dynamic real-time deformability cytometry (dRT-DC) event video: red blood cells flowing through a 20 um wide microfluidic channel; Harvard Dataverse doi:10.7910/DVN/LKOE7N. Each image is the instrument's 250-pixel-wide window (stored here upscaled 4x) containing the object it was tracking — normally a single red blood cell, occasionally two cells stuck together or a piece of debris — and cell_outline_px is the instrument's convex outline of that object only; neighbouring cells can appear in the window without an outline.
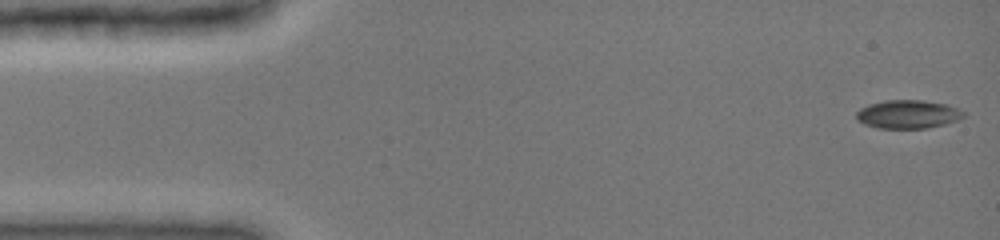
{"species": "common noctule bat (a hibernating species)", "species_latin": "Nyctalus noctula", "temperature_condition": "cold", "stored_images_in_passage": 33, "camera_frame_rate_fps": 3000, "um_per_image_px": 0.085, "animal": {"sex": "female", "body_mass_g": 19.0, "forearm_length_mm": 51.5}, "frame": {"image": 1, "passage_image": 1, "time_ms": 0.0, "image_size_px": [1000, 240], "cell_outline_px": [[964, 116], [956, 120], [944, 124], [928, 128], [880, 128], [864, 124], [856, 120], [856, 112], [860, 108], [868, 104], [884, 100], [924, 100], [948, 104], [964, 112]], "centroid_in_image_um": [77.14, 9.7], "position_along_channel_um": 7.9, "area_um2": 17.8}}
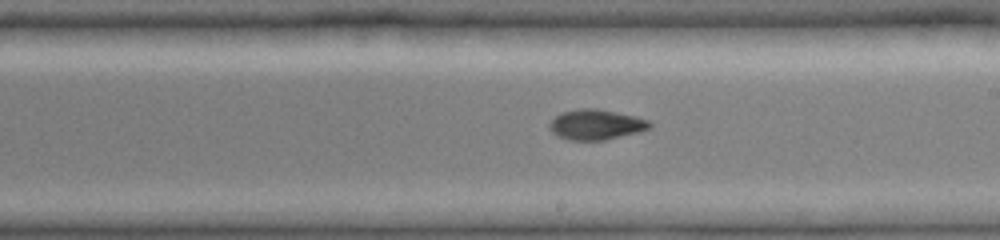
{"frame": {"image": 2, "passage_image": 21, "time_ms": 8.667, "image_size_px": [1000, 240], "cell_outline_px": [[652, 128], [640, 132], [604, 140], [568, 140], [552, 132], [548, 128], [548, 124], [560, 112], [580, 108], [596, 108], [636, 116], [648, 120], [652, 124]], "centroid_in_image_um": [50.68, 10.58], "position_along_channel_um": 238.3, "area_um2": 17.8}}
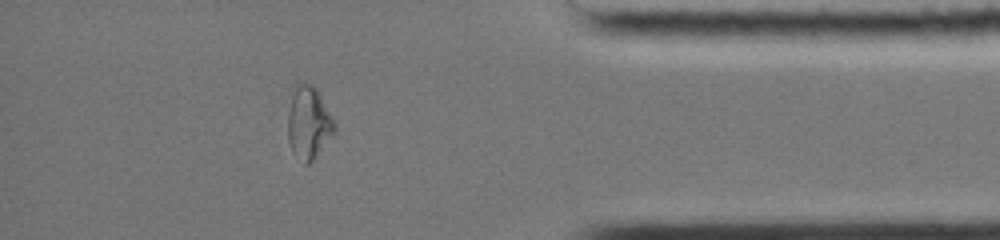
{"frame": {"image": 3, "passage_image": 32, "time_ms": 13.333, "image_size_px": [1000, 240], "cell_outline_px": [[336, 132], [312, 160], [308, 164], [304, 164], [292, 152], [288, 140], [288, 112], [292, 96], [296, 84], [312, 84], [316, 88], [336, 124]], "centroid_in_image_um": [26.24, 10.46], "position_along_channel_um": 409.0, "area_um2": 19.54}}